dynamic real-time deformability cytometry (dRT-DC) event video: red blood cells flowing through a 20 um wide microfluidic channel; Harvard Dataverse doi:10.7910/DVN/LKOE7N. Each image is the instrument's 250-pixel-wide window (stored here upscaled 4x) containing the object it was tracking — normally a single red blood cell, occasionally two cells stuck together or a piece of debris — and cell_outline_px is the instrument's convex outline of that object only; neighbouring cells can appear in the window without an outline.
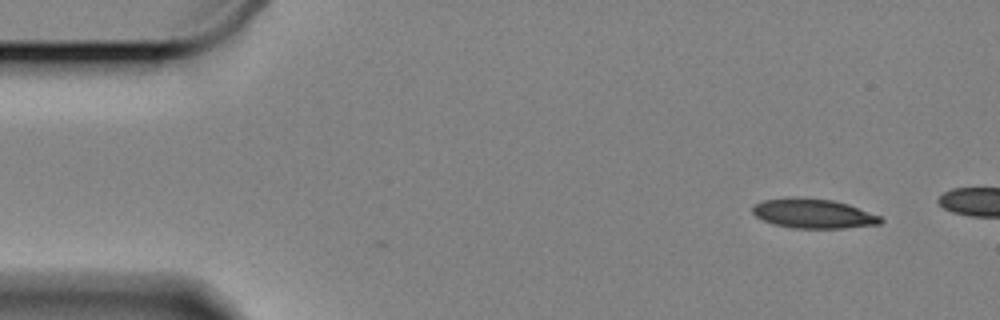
{"species": "Egyptian fruit bat (a non-hibernating species)", "species_latin": "Rousettus aegyptiacus", "temperature_condition": "cold", "stored_images_in_passage": 3, "camera_frame_rate_fps": 3000, "um_per_image_px": 0.085, "animal": {"sex": "female"}, "frame": {"image": 1, "passage_image": 1, "time_ms": 0.0, "image_size_px": [1000, 320], "cell_outline_px": [[884, 220], [880, 224], [844, 228], [792, 228], [772, 224], [756, 216], [752, 212], [752, 208], [756, 204], [764, 200], [788, 196], [796, 196], [832, 200], [848, 204], [880, 216]], "centroid_in_image_um": [69.12, 18.14], "position_along_channel_um": 15.9, "area_um2": 22.14}}